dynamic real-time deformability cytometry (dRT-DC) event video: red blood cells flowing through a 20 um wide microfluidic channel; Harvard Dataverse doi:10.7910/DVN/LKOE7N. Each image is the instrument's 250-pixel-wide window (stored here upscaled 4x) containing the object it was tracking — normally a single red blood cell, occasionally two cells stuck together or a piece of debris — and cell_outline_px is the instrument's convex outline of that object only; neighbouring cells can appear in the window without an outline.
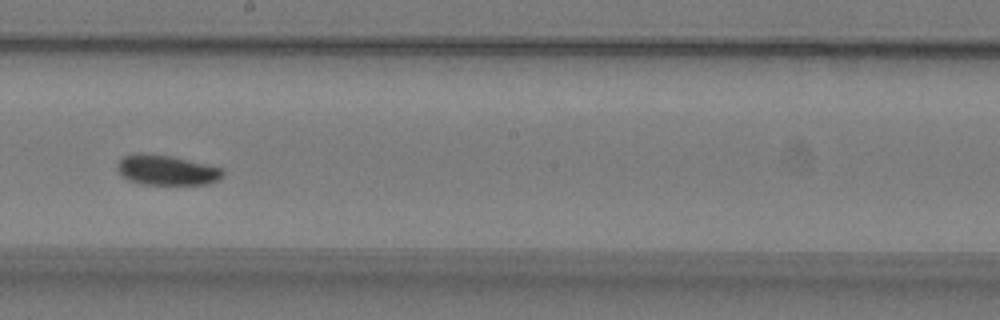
{"species": "common noctule bat (a hibernating species)", "species_latin": "Nyctalus noctula", "temperature_condition": "warm", "stored_images_in_passage": 35, "camera_frame_rate_fps": 3000, "um_per_image_px": 0.085, "animal": {"sex": "male", "body_mass_g": 19.2, "forearm_length_mm": 51.8}, "frame": {"image": 1, "passage_image": 16, "time_ms": 5.0, "image_size_px": [1000, 320], "cell_outline_px": [[224, 176], [220, 180], [208, 184], [144, 184], [128, 180], [116, 168], [116, 164], [124, 156], [136, 152], [172, 156], [220, 168], [224, 172]], "centroid_in_image_um": [14.15, 14.46], "position_along_channel_um": 234.0, "area_um2": 18.38}, "authors_computed_cell_mechanics": {"area_um2": 17.918, "velocity_mm_per_s": 3.7738, "shape_relaxation_time_tau1_ms": 3.1308, "shape_relaxation_time_tau2_ms": null, "deformation_change_tau1": 0.1005, "deformation_change_tau2": null}}